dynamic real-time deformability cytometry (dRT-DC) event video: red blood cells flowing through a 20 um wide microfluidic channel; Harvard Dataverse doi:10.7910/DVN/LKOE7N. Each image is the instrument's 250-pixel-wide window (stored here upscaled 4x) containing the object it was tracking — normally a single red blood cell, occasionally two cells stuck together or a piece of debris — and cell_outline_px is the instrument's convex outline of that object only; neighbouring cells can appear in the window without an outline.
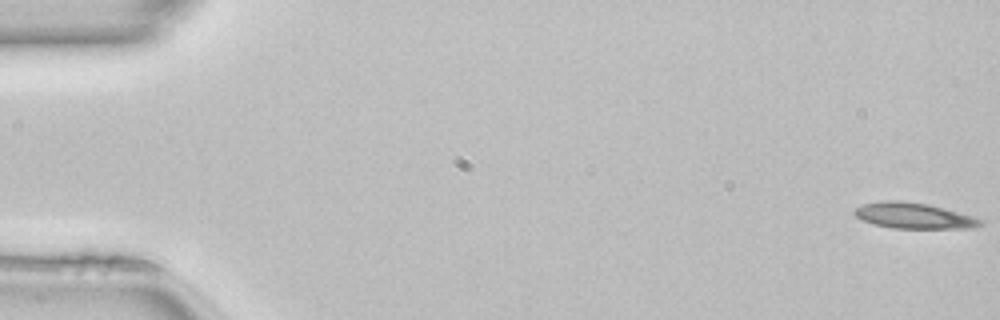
{"species": "common noctule bat (a hibernating species)", "species_latin": "Nyctalus noctula", "temperature_condition": "room temperature", "stored_images_in_passage": 50, "camera_frame_rate_fps": 3000, "um_per_image_px": 0.085, "animal": {"sex": "female", "body_mass_g": 22.7, "forearm_length_mm": 54.2}, "frame": {"image": 1, "passage_image": 1, "time_ms": 0.0, "image_size_px": [1000, 320], "cell_outline_px": [[984, 224], [976, 228], [892, 228], [872, 224], [856, 216], [852, 212], [856, 208], [864, 204], [880, 200], [900, 200], [928, 204], [944, 208], [972, 216], [984, 220]], "centroid_in_image_um": [77.69, 18.33], "position_along_channel_um": 7.3, "area_um2": 19.02}}
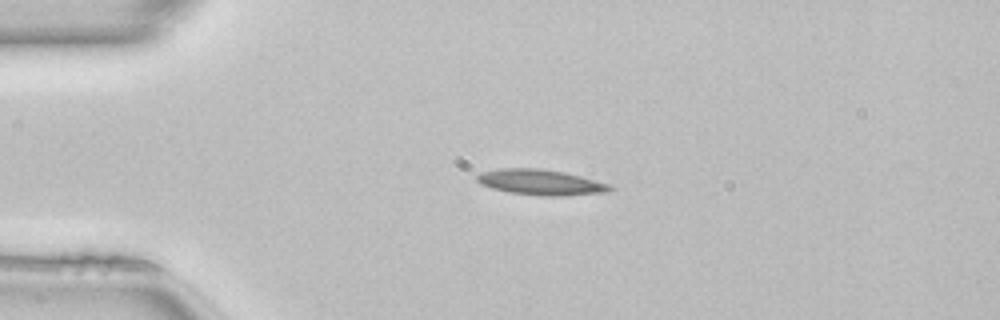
{"frame": {"image": 2, "passage_image": 12, "time_ms": 3.667, "image_size_px": [1000, 320], "cell_outline_px": [[616, 188], [608, 192], [560, 196], [540, 196], [508, 192], [492, 188], [480, 184], [476, 180], [476, 176], [480, 172], [500, 168], [536, 168], [564, 172], [580, 176], [608, 184]], "centroid_in_image_um": [45.93, 15.49], "position_along_channel_um": 39.1, "area_um2": 19.83}}
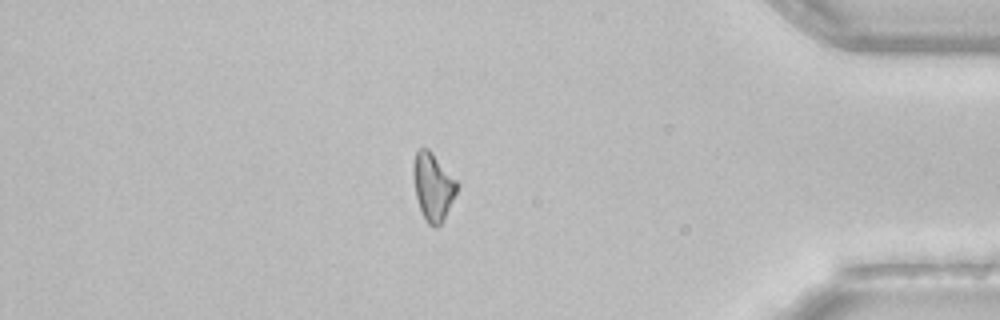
{"frame": {"image": 3, "passage_image": 43, "time_ms": 14.0, "image_size_px": [1000, 320], "cell_outline_px": [[460, 184], [444, 220], [436, 228], [428, 224], [420, 208], [416, 196], [412, 172], [412, 164], [416, 148], [428, 148], [432, 152]], "centroid_in_image_um": [36.8, 15.83], "position_along_channel_um": 398.4, "area_um2": 17.34}}